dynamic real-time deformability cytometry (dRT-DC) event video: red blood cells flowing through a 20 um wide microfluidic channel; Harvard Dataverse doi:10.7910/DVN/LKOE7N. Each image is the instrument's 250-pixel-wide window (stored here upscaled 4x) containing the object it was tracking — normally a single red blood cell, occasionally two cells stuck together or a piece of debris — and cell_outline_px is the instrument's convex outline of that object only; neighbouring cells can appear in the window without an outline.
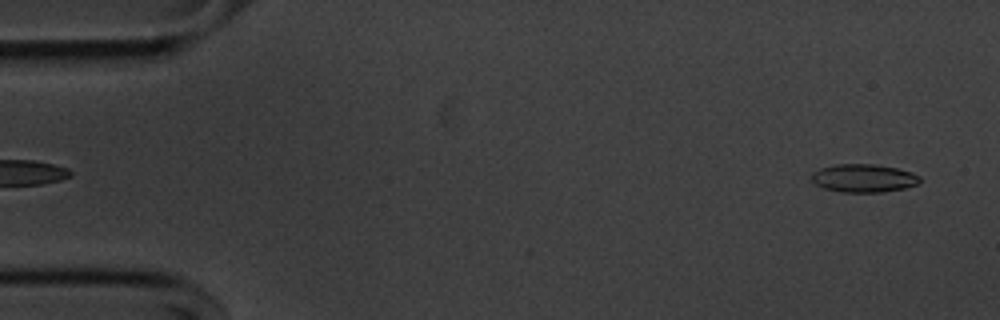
{"species": "common noctule bat (a hibernating species)", "species_latin": "Nyctalus noctula", "temperature_condition": "cold", "stored_images_in_passage": 52, "camera_frame_rate_fps": 3000, "um_per_image_px": 0.085, "animal": {"sex": "male", "body_mass_g": 20.1, "forearm_length_mm": 53.5}, "frame": {"image": 1, "passage_image": 2, "time_ms": 0.333, "image_size_px": [1000, 320], "cell_outline_px": [[920, 180], [916, 184], [904, 188], [884, 192], [840, 192], [824, 188], [816, 184], [812, 180], [812, 172], [820, 168], [836, 164], [876, 164], [896, 168], [912, 172], [920, 176]], "centroid_in_image_um": [73.4, 15.14], "position_along_channel_um": 11.6, "area_um2": 17.74}}
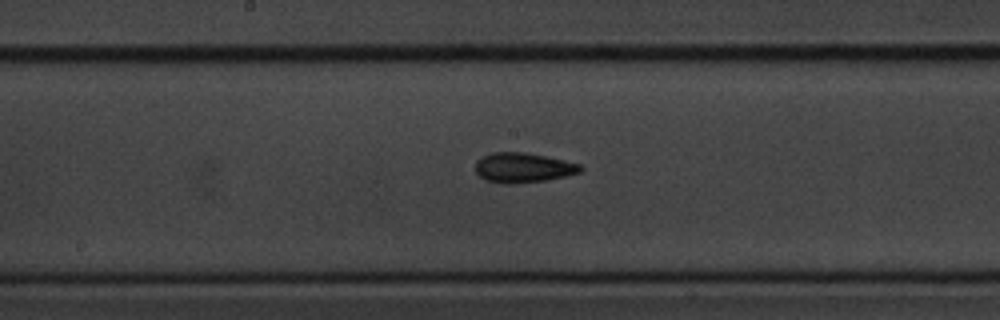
{"frame": {"image": 2, "passage_image": 27, "time_ms": 8.667, "image_size_px": [1000, 320], "cell_outline_px": [[584, 168], [580, 172], [564, 176], [544, 180], [508, 184], [504, 184], [484, 180], [476, 172], [476, 160], [492, 152], [524, 152], [544, 156], [580, 164]], "centroid_in_image_um": [44.43, 14.25], "position_along_channel_um": 203.8, "area_um2": 18.03}}
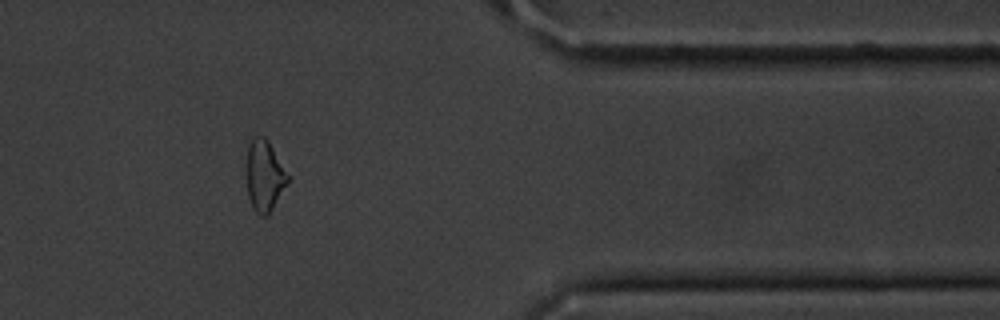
{"frame": {"image": 3, "passage_image": 44, "time_ms": 14.333, "image_size_px": [1000, 320], "cell_outline_px": [[288, 184], [268, 216], [260, 216], [252, 208], [248, 196], [248, 144], [252, 136], [264, 136], [268, 140], [288, 176]], "centroid_in_image_um": [22.48, 14.97], "position_along_channel_um": 388.9, "area_um2": 16.82}}